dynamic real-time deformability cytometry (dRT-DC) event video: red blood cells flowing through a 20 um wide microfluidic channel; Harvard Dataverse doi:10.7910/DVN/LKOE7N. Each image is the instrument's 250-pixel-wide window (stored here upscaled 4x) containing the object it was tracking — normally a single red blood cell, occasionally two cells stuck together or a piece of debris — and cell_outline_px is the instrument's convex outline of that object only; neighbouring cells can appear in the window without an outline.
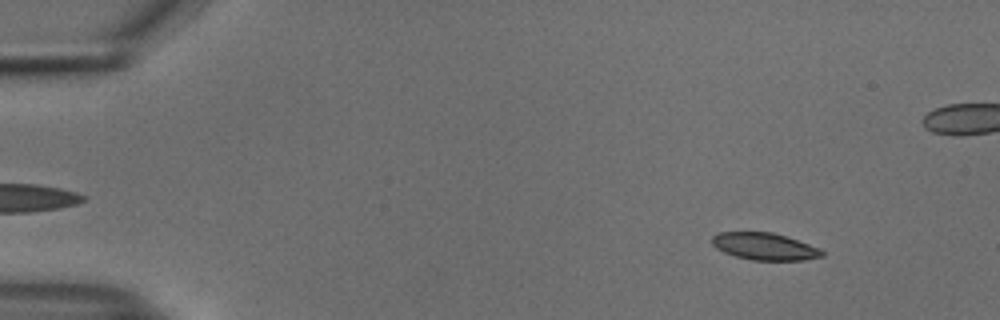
{"species": "common noctule bat (a hibernating species)", "species_latin": "Nyctalus noctula", "temperature_condition": "cold", "stored_images_in_passage": 55, "camera_frame_rate_fps": 3000, "um_per_image_px": 0.085, "animal": {"sex": "male", "body_mass_g": 18.8}, "frame": {"image": 1, "passage_image": 6, "time_ms": 1.667, "image_size_px": [1000, 320], "cell_outline_px": [[824, 256], [804, 260], [752, 260], [736, 256], [724, 252], [716, 248], [712, 244], [712, 236], [716, 232], [772, 232], [820, 248], [824, 252]], "centroid_in_image_um": [64.97, 20.95], "position_along_channel_um": 20.0, "area_um2": 17.28}}
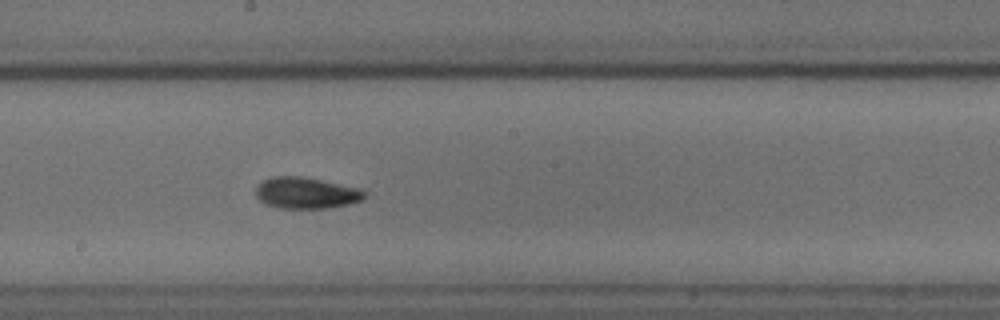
{"frame": {"image": 2, "passage_image": 30, "time_ms": 9.667, "image_size_px": [1000, 320], "cell_outline_px": [[368, 196], [360, 200], [348, 204], [328, 208], [280, 208], [268, 204], [260, 200], [256, 196], [256, 184], [272, 176], [304, 176], [360, 188], [368, 192]], "centroid_in_image_um": [26.05, 16.38], "position_along_channel_um": 222.2, "area_um2": 20.0}}
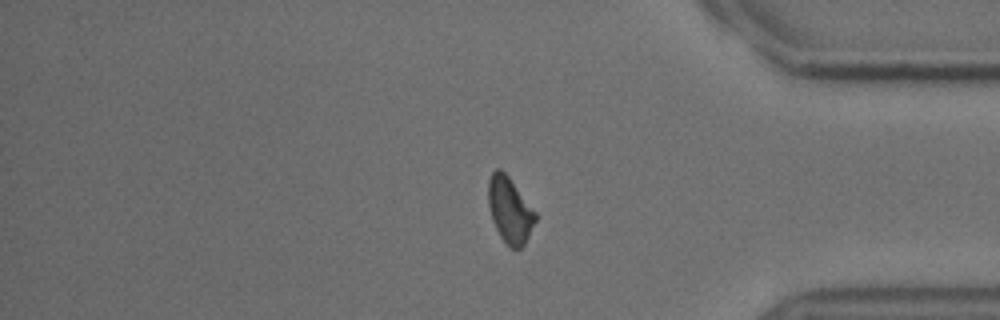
{"frame": {"image": 3, "passage_image": 45, "time_ms": 14.667, "image_size_px": [1000, 320], "cell_outline_px": [[536, 220], [524, 244], [520, 248], [512, 248], [500, 236], [492, 220], [488, 204], [488, 180], [492, 172], [496, 168], [500, 168], [508, 176], [536, 212]], "centroid_in_image_um": [43.31, 17.82], "position_along_channel_um": 391.9, "area_um2": 17.8}, "authors_computed_cell_mechanics": {"area_um2": 18.5538, "velocity_mm_per_s": 3.7504, "shape_relaxation_time_tau1_ms": 2.5912, "shape_relaxation_time_tau2_ms": 10.1288, "deformation_change_tau1": 0.1188, "deformation_change_tau2": 0.1668}}